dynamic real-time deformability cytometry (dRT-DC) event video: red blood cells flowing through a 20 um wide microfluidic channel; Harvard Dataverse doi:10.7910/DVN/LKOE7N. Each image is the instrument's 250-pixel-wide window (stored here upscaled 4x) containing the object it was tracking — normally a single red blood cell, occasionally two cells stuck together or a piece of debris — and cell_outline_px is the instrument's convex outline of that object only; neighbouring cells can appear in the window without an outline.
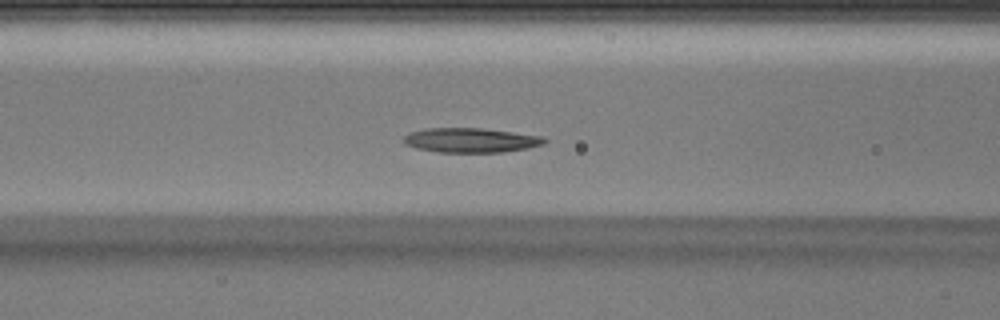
{"species": "Egyptian fruit bat (a non-hibernating species)", "species_latin": "Rousettus aegyptiacus", "temperature_condition": "warm", "stored_images_in_passage": 41, "camera_frame_rate_fps": 3000, "um_per_image_px": 0.085, "animal": {"sex": "male"}, "frame": {"image": 1, "passage_image": 14, "time_ms": 4.333, "image_size_px": [1000, 320], "cell_outline_px": [[548, 140], [544, 144], [528, 148], [504, 152], [440, 152], [416, 148], [404, 144], [404, 136], [412, 132], [424, 128], [484, 128], [544, 136]], "centroid_in_image_um": [40.06, 11.91], "position_along_channel_um": 126.5, "area_um2": 20.23}}
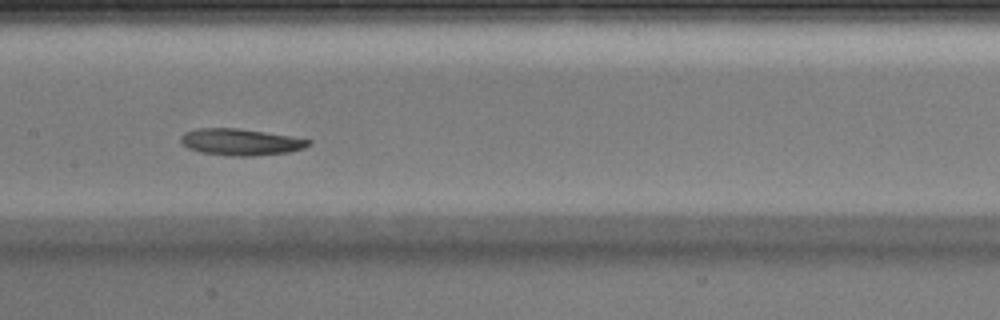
{"frame": {"image": 2, "passage_image": 18, "time_ms": 5.667, "image_size_px": [1000, 320], "cell_outline_px": [[312, 144], [304, 148], [288, 152], [252, 156], [232, 156], [200, 152], [188, 148], [180, 140], [180, 136], [184, 132], [196, 128], [240, 128], [312, 140]], "centroid_in_image_um": [20.44, 12.07], "position_along_channel_um": 187.0, "area_um2": 19.77}}
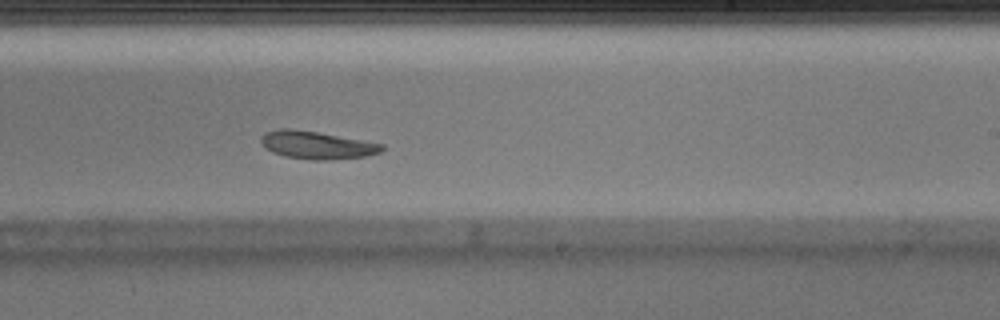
{"frame": {"image": 3, "passage_image": 23, "time_ms": 7.333, "image_size_px": [1000, 320], "cell_outline_px": [[384, 148], [380, 152], [364, 156], [332, 160], [308, 160], [284, 156], [272, 152], [260, 140], [260, 136], [264, 132], [280, 128], [288, 128], [316, 132], [384, 144]], "centroid_in_image_um": [26.9, 12.33], "position_along_channel_um": 262.1, "area_um2": 19.42}}